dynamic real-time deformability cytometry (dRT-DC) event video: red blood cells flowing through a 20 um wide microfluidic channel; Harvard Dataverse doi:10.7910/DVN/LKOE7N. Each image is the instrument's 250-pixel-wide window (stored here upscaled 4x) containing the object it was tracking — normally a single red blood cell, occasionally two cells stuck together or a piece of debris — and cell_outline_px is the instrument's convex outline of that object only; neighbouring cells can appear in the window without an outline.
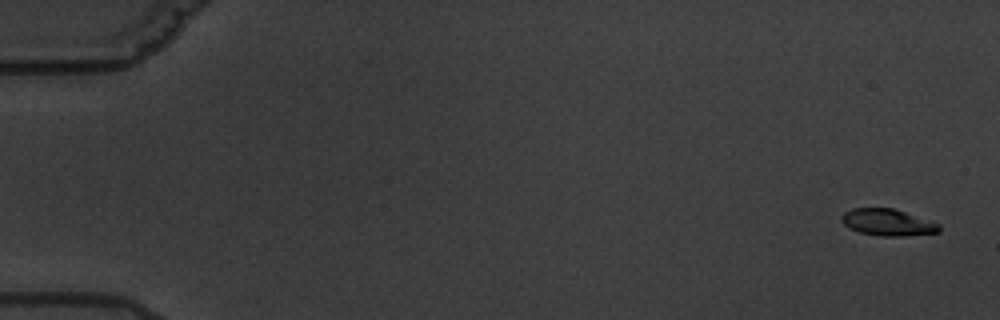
{"species": "common noctule bat (a hibernating species)", "species_latin": "Nyctalus noctula", "temperature_condition": "warm", "stored_images_in_passage": 5, "camera_frame_rate_fps": 3000, "um_per_image_px": 0.085, "animal": {"sex": "male", "body_mass_g": 19.5, "forearm_length_mm": 54.6}, "frame": {"image": 1, "passage_image": 1, "time_ms": 0.0, "image_size_px": [1000, 320], "cell_outline_px": [[940, 232], [904, 236], [880, 236], [860, 232], [848, 228], [840, 220], [840, 216], [844, 212], [852, 208], [892, 208], [940, 224]], "centroid_in_image_um": [75.41, 18.9], "position_along_channel_um": 9.6, "area_um2": 15.14}}
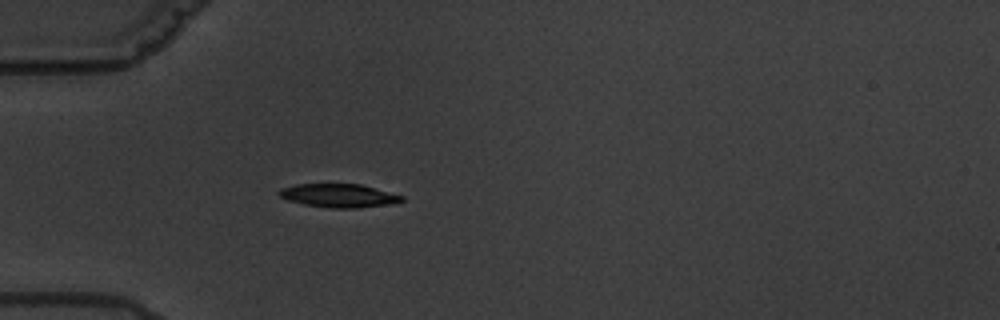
{"frame": {"image": 2, "passage_image": 5, "time_ms": 5.667, "image_size_px": [1000, 320], "cell_outline_px": [[404, 200], [384, 204], [356, 208], [332, 208], [304, 204], [288, 200], [280, 196], [276, 192], [280, 188], [296, 184], [360, 184], [404, 196]], "centroid_in_image_um": [28.73, 16.61], "position_along_channel_um": 56.3, "area_um2": 16.53}}